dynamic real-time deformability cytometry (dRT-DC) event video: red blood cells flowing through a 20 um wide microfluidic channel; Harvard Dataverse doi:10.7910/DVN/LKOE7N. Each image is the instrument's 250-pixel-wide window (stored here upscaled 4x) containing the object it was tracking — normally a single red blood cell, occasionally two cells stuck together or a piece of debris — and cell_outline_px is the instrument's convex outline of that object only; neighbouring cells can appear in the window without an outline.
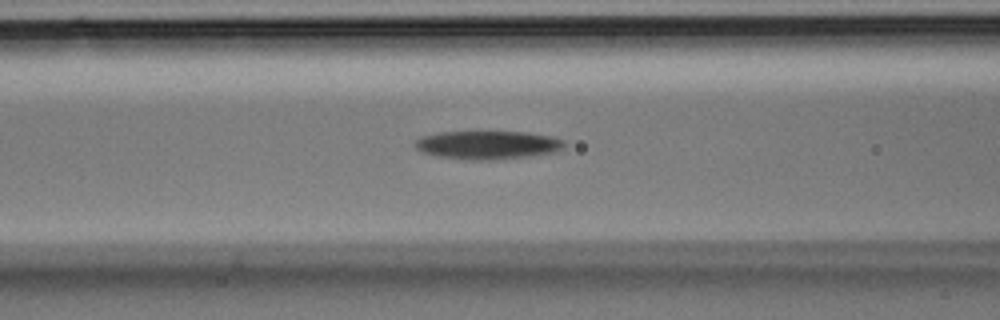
{"species": "Egyptian fruit bat (a non-hibernating species)", "species_latin": "Rousettus aegyptiacus", "temperature_condition": "room temperature", "stored_images_in_passage": 28, "camera_frame_rate_fps": 3000, "um_per_image_px": 0.085, "animal": {"sex": "male"}, "frame": {"image": 1, "passage_image": 6, "time_ms": 1.667, "image_size_px": [1000, 320], "cell_outline_px": [[564, 148], [556, 152], [528, 156], [496, 160], [464, 160], [436, 156], [424, 152], [416, 148], [412, 144], [416, 140], [424, 136], [440, 132], [528, 132], [552, 136], [564, 140]], "centroid_in_image_um": [41.47, 12.33], "position_along_channel_um": 125.1, "area_um2": 24.85}}
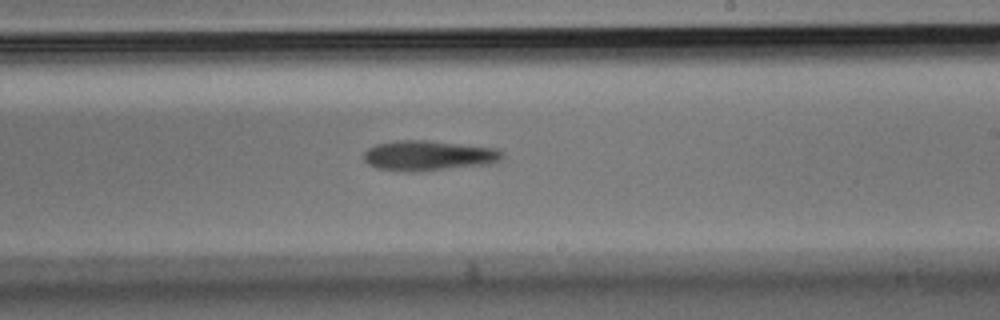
{"frame": {"image": 2, "passage_image": 13, "time_ms": 4.0, "image_size_px": [1000, 320], "cell_outline_px": [[504, 156], [500, 160], [488, 164], [412, 172], [376, 168], [368, 164], [364, 160], [364, 152], [368, 148], [376, 144], [392, 140], [424, 140], [496, 148], [504, 152]], "centroid_in_image_um": [36.39, 13.22], "position_along_channel_um": 252.6, "area_um2": 24.22}}
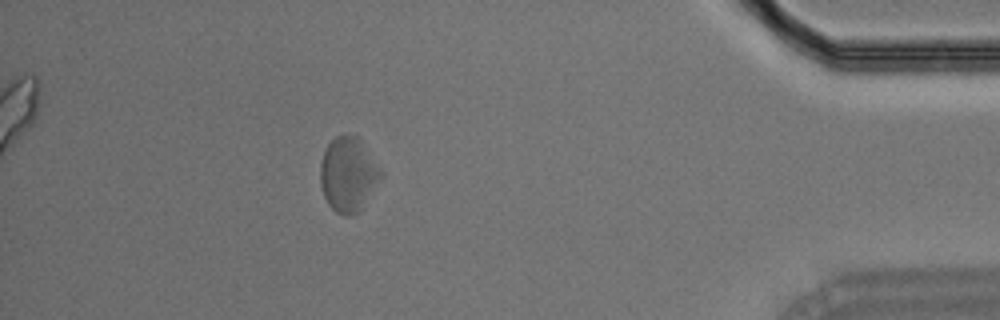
{"frame": {"image": 3, "passage_image": 24, "time_ms": 7.667, "image_size_px": [1000, 320], "cell_outline_px": [[384, 176], [360, 208], [352, 216], [344, 216], [336, 212], [328, 204], [324, 196], [320, 184], [320, 164], [324, 148], [336, 136], [344, 132], [348, 132], [356, 136], [360, 140], [384, 172]], "centroid_in_image_um": [29.59, 14.79], "position_along_channel_um": 405.6, "area_um2": 26.53}}